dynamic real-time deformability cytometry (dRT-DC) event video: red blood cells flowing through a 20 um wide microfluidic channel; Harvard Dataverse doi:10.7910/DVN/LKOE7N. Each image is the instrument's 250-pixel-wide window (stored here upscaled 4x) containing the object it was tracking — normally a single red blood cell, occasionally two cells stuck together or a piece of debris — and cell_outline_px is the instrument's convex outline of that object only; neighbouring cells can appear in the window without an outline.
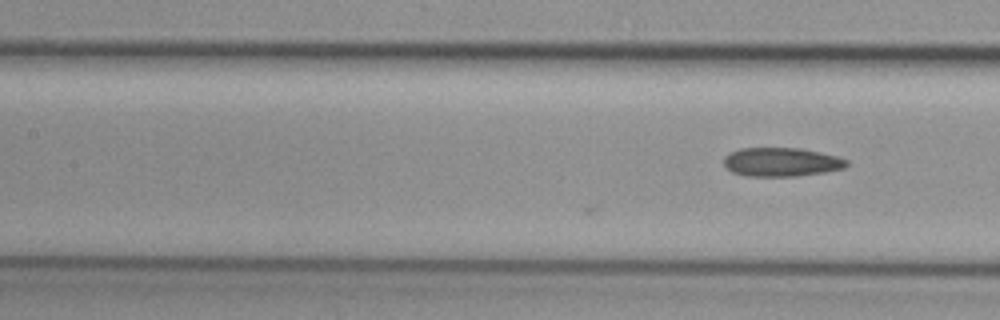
{"species": "common noctule bat (a hibernating species)", "species_latin": "Nyctalus noctula", "temperature_condition": "cold", "stored_images_in_passage": 7, "camera_frame_rate_fps": 3000, "um_per_image_px": 0.085, "animal": {"sex": "female", "body_mass_g": 29.2, "forearm_length_mm": 56.3}, "frame": {"image": 1, "passage_image": 7, "time_ms": 2.0, "image_size_px": [1000, 320], "cell_outline_px": [[848, 164], [844, 168], [824, 172], [796, 176], [744, 176], [732, 172], [724, 168], [724, 156], [740, 148], [800, 148], [836, 156], [848, 160]], "centroid_in_image_um": [66.38, 13.78], "position_along_channel_um": 141.0, "area_um2": 20.63}}